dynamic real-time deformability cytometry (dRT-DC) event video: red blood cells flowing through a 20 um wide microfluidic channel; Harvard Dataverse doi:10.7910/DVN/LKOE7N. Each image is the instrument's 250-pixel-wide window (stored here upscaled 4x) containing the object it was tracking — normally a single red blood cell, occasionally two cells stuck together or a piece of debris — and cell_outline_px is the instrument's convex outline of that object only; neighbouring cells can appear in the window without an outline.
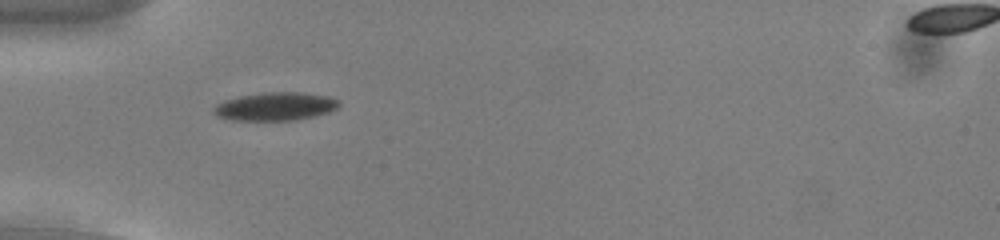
{"species": "common noctule bat (a hibernating species)", "species_latin": "Nyctalus noctula", "temperature_condition": "cold", "stored_images_in_passage": 39, "camera_frame_rate_fps": 3000, "um_per_image_px": 0.085, "animal": {"sex": "male", "body_mass_g": 13.0, "forearm_length_mm": 53.1}, "frame": {"image": 1, "passage_image": 2, "time_ms": 0.333, "image_size_px": [1000, 240], "cell_outline_px": [[340, 104], [336, 108], [328, 112], [296, 120], [232, 120], [216, 116], [212, 112], [212, 108], [216, 104], [224, 100], [240, 96], [264, 92], [304, 92], [328, 96], [340, 100]], "centroid_in_image_um": [23.38, 9.04], "position_along_channel_um": 61.6, "area_um2": 20.69}}
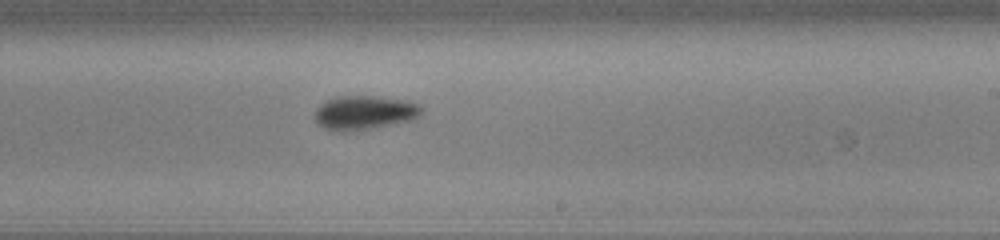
{"frame": {"image": 2, "passage_image": 18, "time_ms": 5.667, "image_size_px": [1000, 240], "cell_outline_px": [[424, 108], [420, 116], [412, 120], [372, 128], [324, 128], [316, 120], [316, 108], [320, 104], [336, 96], [372, 96], [404, 100], [420, 104]], "centroid_in_image_um": [31.07, 9.52], "position_along_channel_um": 257.9, "area_um2": 20.35}}
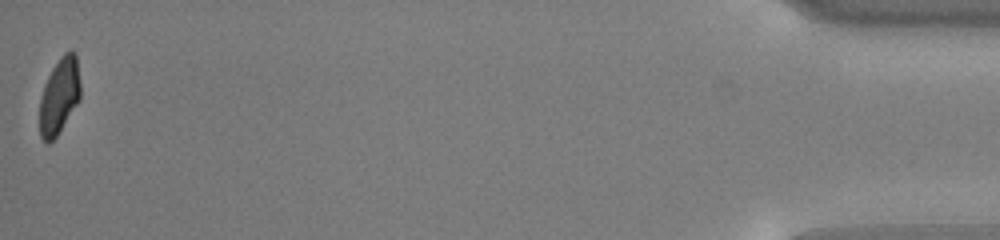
{"frame": {"image": 3, "passage_image": 39, "time_ms": 12.667, "image_size_px": [1000, 240], "cell_outline_px": [[80, 100], [56, 136], [48, 144], [40, 136], [40, 96], [44, 84], [52, 68], [60, 56], [64, 52], [72, 48], [76, 52], [80, 84]], "centroid_in_image_um": [5.05, 8.1], "position_along_channel_um": 430.1, "area_um2": 18.21}, "authors_computed_cell_mechanics": {"area_um2": 20.1722, "velocity_mm_per_s": 3.7773, "shape_relaxation_time_tau1_ms": 1.5169, "shape_relaxation_time_tau2_ms": 6.5809, "deformation_change_tau1": 0.1176, "deformation_change_tau2": 0.1113}}